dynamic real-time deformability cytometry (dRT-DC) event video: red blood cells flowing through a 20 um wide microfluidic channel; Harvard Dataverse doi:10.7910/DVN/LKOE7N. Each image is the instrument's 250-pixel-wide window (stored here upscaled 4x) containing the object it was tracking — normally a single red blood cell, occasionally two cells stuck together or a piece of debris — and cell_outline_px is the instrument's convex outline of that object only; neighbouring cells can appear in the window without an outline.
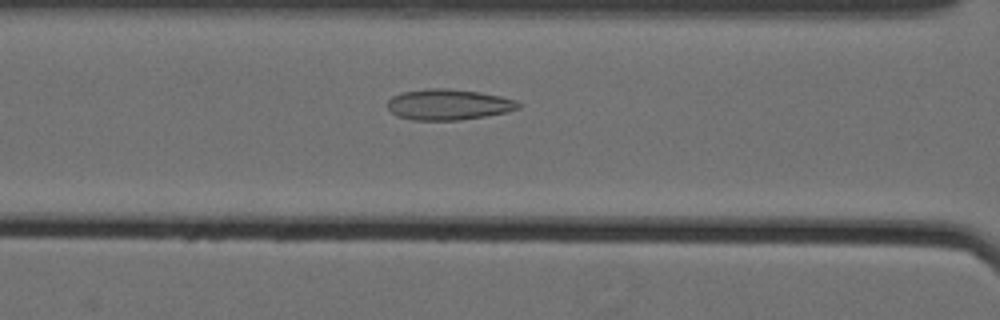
{"species": "Egyptian fruit bat (a non-hibernating species)", "species_latin": "Rousettus aegyptiacus", "temperature_condition": "cold", "stored_images_in_passage": 43, "camera_frame_rate_fps": 3000, "um_per_image_px": 0.085, "animal": {"sex": "female"}, "frame": {"image": 1, "passage_image": 12, "time_ms": 3.667, "image_size_px": [1000, 320], "cell_outline_px": [[524, 104], [520, 108], [508, 112], [460, 120], [412, 120], [396, 116], [388, 108], [388, 100], [392, 96], [404, 92], [428, 88], [448, 88], [480, 92], [500, 96], [516, 100]], "centroid_in_image_um": [38.15, 8.88], "position_along_channel_um": 128.4, "area_um2": 23.64}}
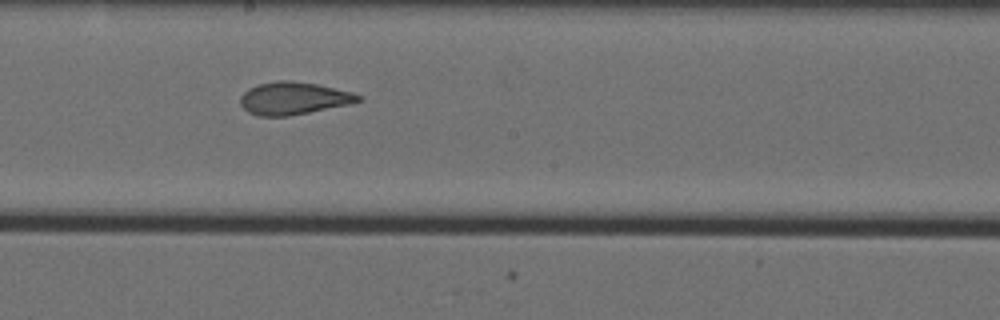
{"frame": {"image": 2, "passage_image": 20, "time_ms": 6.333, "image_size_px": [1000, 320], "cell_outline_px": [[364, 100], [352, 104], [288, 116], [256, 116], [248, 112], [240, 104], [240, 96], [248, 88], [260, 84], [276, 80], [284, 80], [316, 84], [352, 92], [364, 96]], "centroid_in_image_um": [24.98, 8.36], "position_along_channel_um": 223.2, "area_um2": 22.48}}
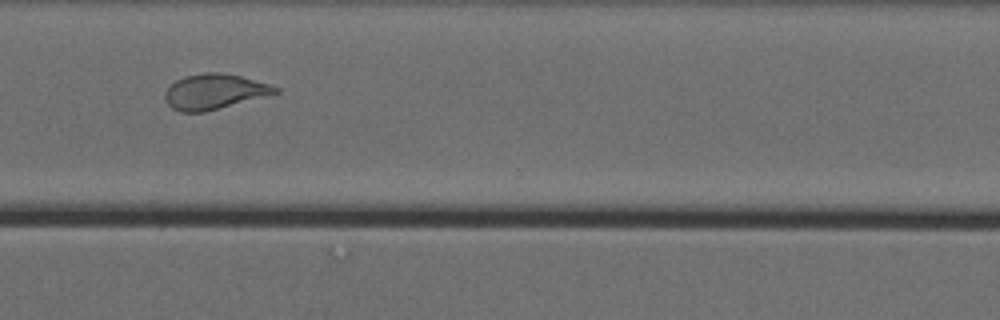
{"frame": {"image": 3, "passage_image": 31, "time_ms": 10.0, "image_size_px": [1000, 320], "cell_outline_px": [[280, 92], [272, 96], [204, 112], [180, 112], [172, 108], [168, 104], [164, 96], [164, 92], [176, 80], [184, 76], [204, 72], [220, 72], [240, 76], [268, 84], [280, 88]], "centroid_in_image_um": [18.26, 7.8], "position_along_channel_um": 352.3, "area_um2": 22.95}, "authors_computed_cell_mechanics": {"area_um2": 23.1778, "velocity_mm_per_s": 3.5428, "shape_relaxation_time_tau1_ms": 6.2047, "shape_relaxation_time_tau2_ms": 1.4544, "deformation_change_tau1": 0.1676, "deformation_change_tau2": 0.0852}}